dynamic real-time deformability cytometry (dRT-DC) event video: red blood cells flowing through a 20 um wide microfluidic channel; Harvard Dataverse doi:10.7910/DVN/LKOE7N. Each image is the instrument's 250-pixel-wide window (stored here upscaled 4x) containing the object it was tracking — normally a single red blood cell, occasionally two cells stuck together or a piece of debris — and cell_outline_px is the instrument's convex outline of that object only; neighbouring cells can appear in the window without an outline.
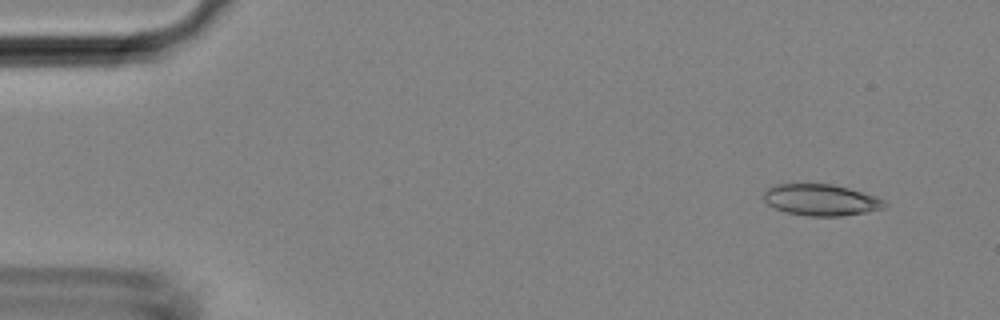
{"species": "Egyptian fruit bat (a non-hibernating species)", "species_latin": "Rousettus aegyptiacus", "temperature_condition": "room temperature", "stored_images_in_passage": 5, "camera_frame_rate_fps": 3000, "um_per_image_px": 0.085, "animal": {"sex": "female"}, "frame": {"image": 1, "passage_image": 1, "time_ms": 0.0, "image_size_px": [1000, 320], "cell_outline_px": [[888, 204], [884, 208], [864, 212], [840, 216], [808, 216], [788, 212], [776, 208], [768, 204], [764, 200], [764, 192], [768, 188], [776, 184], [832, 184], [848, 188], [876, 196], [884, 200]], "centroid_in_image_um": [69.8, 16.99], "position_along_channel_um": 15.2, "area_um2": 21.91}}
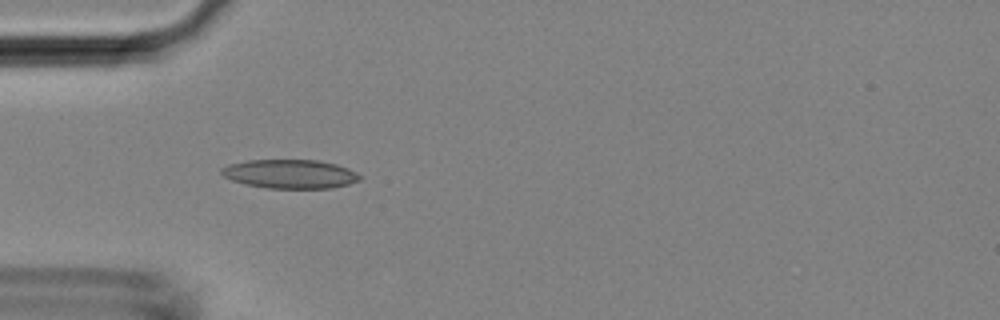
{"frame": {"image": 2, "passage_image": 4, "time_ms": 1.0, "image_size_px": [1000, 320], "cell_outline_px": [[364, 176], [360, 180], [348, 184], [332, 188], [268, 188], [244, 184], [232, 180], [224, 176], [220, 172], [220, 168], [228, 164], [248, 160], [320, 160], [336, 164], [348, 168]], "centroid_in_image_um": [24.67, 14.78], "position_along_channel_um": 60.3, "area_um2": 23.47}}